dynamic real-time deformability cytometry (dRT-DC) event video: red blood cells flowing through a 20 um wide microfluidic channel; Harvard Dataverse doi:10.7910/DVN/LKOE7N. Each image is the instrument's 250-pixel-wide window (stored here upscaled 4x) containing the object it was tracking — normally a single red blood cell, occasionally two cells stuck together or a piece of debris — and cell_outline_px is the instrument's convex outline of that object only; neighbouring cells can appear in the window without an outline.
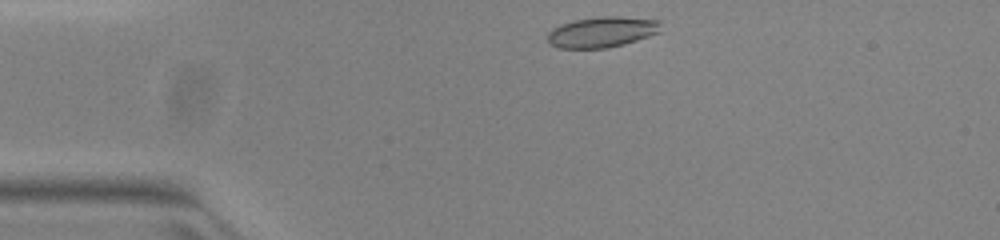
{"species": "common noctule bat (a hibernating species)", "species_latin": "Nyctalus noctula", "temperature_condition": "warm", "stored_images_in_passage": 34, "camera_frame_rate_fps": 3000, "um_per_image_px": 0.085, "animal": {"sex": "female", "body_mass_g": 23.0, "forearm_length_mm": 53.4}, "frame": {"image": 1, "passage_image": 1, "time_ms": 0.0, "image_size_px": [1000, 240], "cell_outline_px": [[660, 32], [624, 44], [608, 48], [560, 48], [548, 44], [548, 32], [552, 28], [560, 24], [572, 20], [600, 16], [620, 16], [660, 20]], "centroid_in_image_um": [51.14, 2.71], "position_along_channel_um": 33.9, "area_um2": 20.4}}
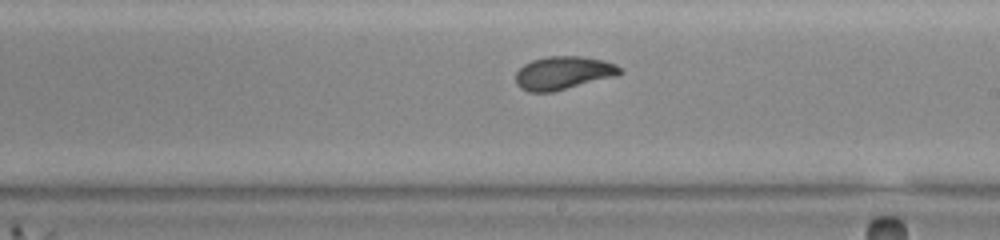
{"frame": {"image": 2, "passage_image": 20, "time_ms": 6.333, "image_size_px": [1000, 240], "cell_outline_px": [[624, 72], [616, 76], [552, 92], [528, 92], [520, 88], [516, 84], [516, 72], [524, 64], [532, 60], [548, 56], [584, 56], [604, 60], [616, 64]], "centroid_in_image_um": [47.88, 6.19], "position_along_channel_um": 241.1, "area_um2": 20.29}}
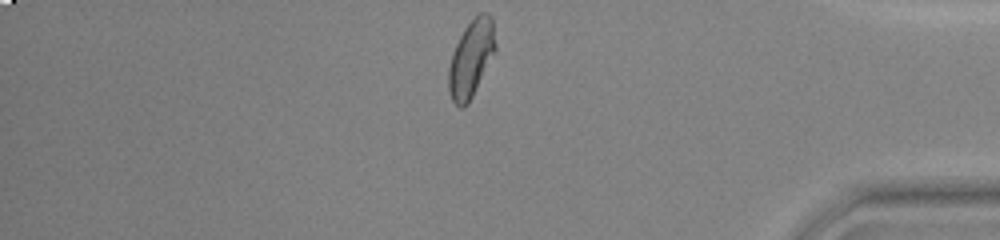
{"frame": {"image": 3, "passage_image": 34, "time_ms": 11.0, "image_size_px": [1000, 240], "cell_outline_px": [[496, 52], [468, 104], [464, 108], [460, 108], [452, 100], [448, 88], [448, 68], [452, 52], [464, 28], [480, 12], [488, 12], [492, 16], [496, 44]], "centroid_in_image_um": [40.06, 4.97], "position_along_channel_um": 395.1, "area_um2": 21.21}, "authors_computed_cell_mechanics": {"area_um2": 20.519, "velocity_mm_per_s": 3.9693, "shape_relaxation_time_tau1_ms": 4.4425, "shape_relaxation_time_tau2_ms": 0.9982, "deformation_change_tau1": 0.166, "deformation_change_tau2": 0.0452}}